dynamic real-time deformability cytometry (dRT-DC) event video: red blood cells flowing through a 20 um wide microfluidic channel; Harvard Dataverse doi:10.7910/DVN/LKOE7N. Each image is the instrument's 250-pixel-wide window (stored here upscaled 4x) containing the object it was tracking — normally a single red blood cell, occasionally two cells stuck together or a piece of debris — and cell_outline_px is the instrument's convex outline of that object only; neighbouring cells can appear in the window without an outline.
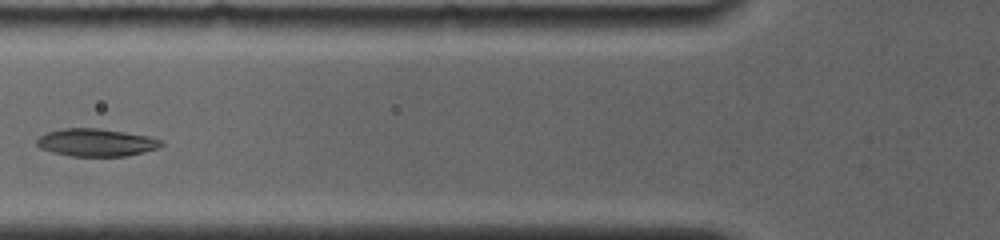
{"species": "common noctule bat (a hibernating species)", "species_latin": "Nyctalus noctula", "temperature_condition": "room temperature", "stored_images_in_passage": 20, "camera_frame_rate_fps": 4000, "um_per_image_px": 0.085, "animal": {"sex": "female", "body_mass_g": 19.0, "forearm_length_mm": 56.7}, "frame": {"image": 1, "passage_image": 7, "time_ms": 4.0, "image_size_px": [1000, 240], "cell_outline_px": [[164, 144], [156, 148], [144, 152], [128, 156], [72, 156], [52, 152], [40, 148], [36, 144], [36, 140], [40, 136], [48, 132], [60, 128], [100, 128], [148, 136], [164, 140]], "centroid_in_image_um": [8.18, 12.11], "position_along_channel_um": 117.6, "area_um2": 20.11}}
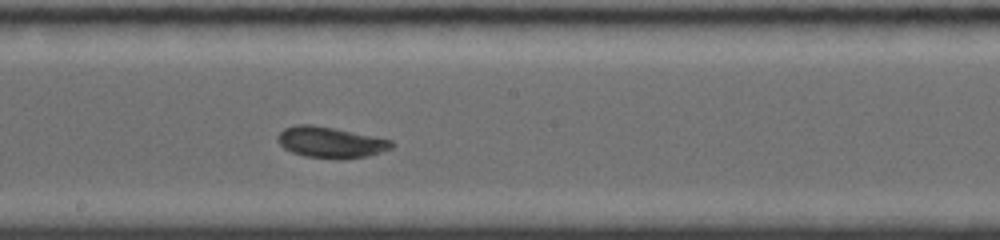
{"frame": {"image": 2, "passage_image": 11, "time_ms": 6.75, "image_size_px": [1000, 240], "cell_outline_px": [[396, 144], [392, 148], [368, 156], [336, 160], [304, 156], [292, 152], [284, 148], [276, 140], [276, 136], [284, 128], [296, 124], [312, 124], [392, 140]], "centroid_in_image_um": [28.07, 12.11], "position_along_channel_um": 220.1, "area_um2": 20.69}}
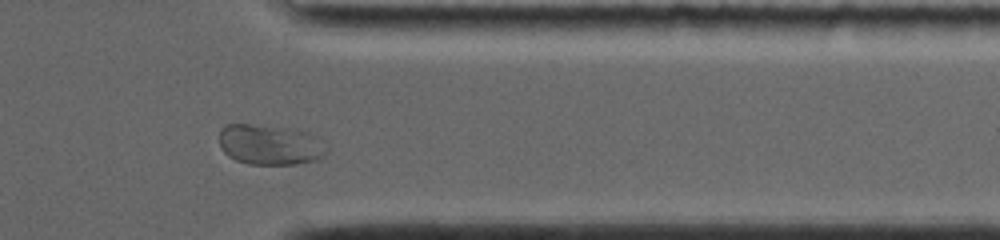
{"frame": {"image": 3, "passage_image": 18, "time_ms": 11.25, "image_size_px": [1000, 240], "cell_outline_px": [[328, 152], [324, 156], [316, 160], [296, 164], [248, 164], [236, 160], [228, 156], [224, 152], [220, 144], [220, 128], [224, 124], [248, 124], [292, 128], [304, 132], [312, 136], [328, 148]], "centroid_in_image_um": [22.91, 12.3], "position_along_channel_um": 388.5, "area_um2": 25.14}, "authors_computed_cell_mechanics": {"area_um2": 20.7213, "velocity_mm_per_s": 3.736, "shape_relaxation_time_tau1_ms": 5.7939, "shape_relaxation_time_tau2_ms": 4.2009, "deformation_change_tau1": 0.1022, "deformation_change_tau2": 0.0784}}